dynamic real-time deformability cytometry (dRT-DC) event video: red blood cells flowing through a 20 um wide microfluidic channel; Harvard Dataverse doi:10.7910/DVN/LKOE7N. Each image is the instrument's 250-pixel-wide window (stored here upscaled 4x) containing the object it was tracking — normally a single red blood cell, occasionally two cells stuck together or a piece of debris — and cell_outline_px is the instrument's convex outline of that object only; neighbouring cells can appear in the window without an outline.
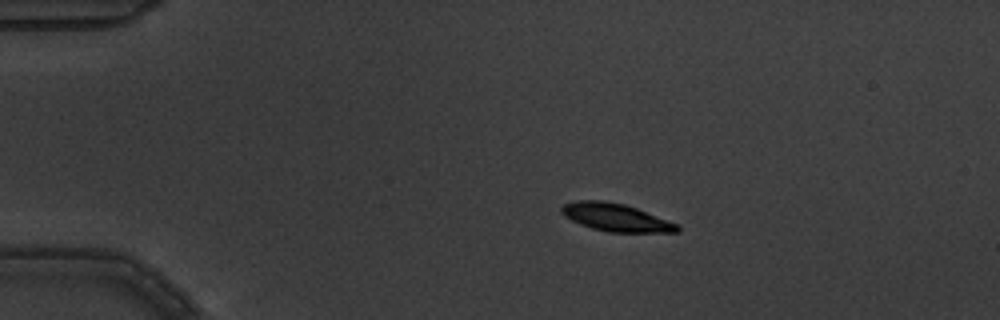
{"species": "common noctule bat (a hibernating species)", "species_latin": "Nyctalus noctula", "temperature_condition": "warm", "stored_images_in_passage": 7, "camera_frame_rate_fps": 3000, "um_per_image_px": 0.085, "animal": {"sex": "male", "body_mass_g": 19.5, "forearm_length_mm": 54.6}, "frame": {"image": 1, "passage_image": 3, "time_ms": 0.667, "image_size_px": [1000, 320], "cell_outline_px": [[680, 232], [608, 232], [592, 228], [580, 224], [564, 216], [560, 212], [560, 208], [564, 204], [580, 200], [604, 200], [624, 204], [636, 208], [676, 224], [680, 228]], "centroid_in_image_um": [52.3, 18.48], "position_along_channel_um": 32.7, "area_um2": 18.5}}
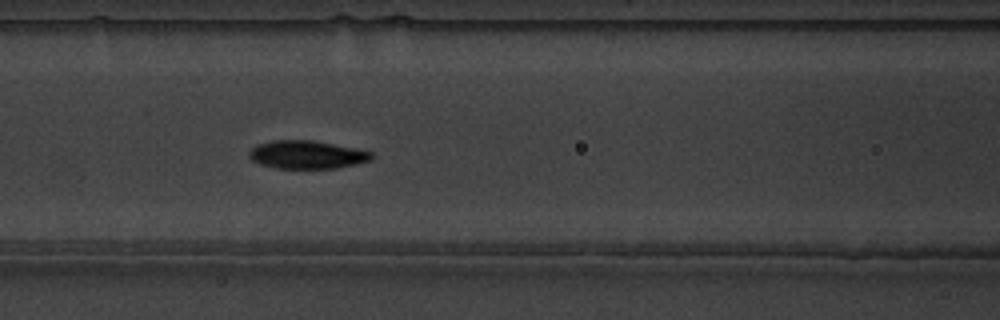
{"frame": {"image": 2, "passage_image": 7, "time_ms": 2.0, "image_size_px": [1000, 320], "cell_outline_px": [[376, 156], [372, 160], [356, 164], [336, 168], [276, 168], [260, 164], [252, 160], [248, 156], [248, 152], [252, 148], [260, 144], [272, 140], [312, 140], [356, 148], [372, 152]], "centroid_in_image_um": [26.12, 13.15], "position_along_channel_um": 140.5, "area_um2": 20.11}}